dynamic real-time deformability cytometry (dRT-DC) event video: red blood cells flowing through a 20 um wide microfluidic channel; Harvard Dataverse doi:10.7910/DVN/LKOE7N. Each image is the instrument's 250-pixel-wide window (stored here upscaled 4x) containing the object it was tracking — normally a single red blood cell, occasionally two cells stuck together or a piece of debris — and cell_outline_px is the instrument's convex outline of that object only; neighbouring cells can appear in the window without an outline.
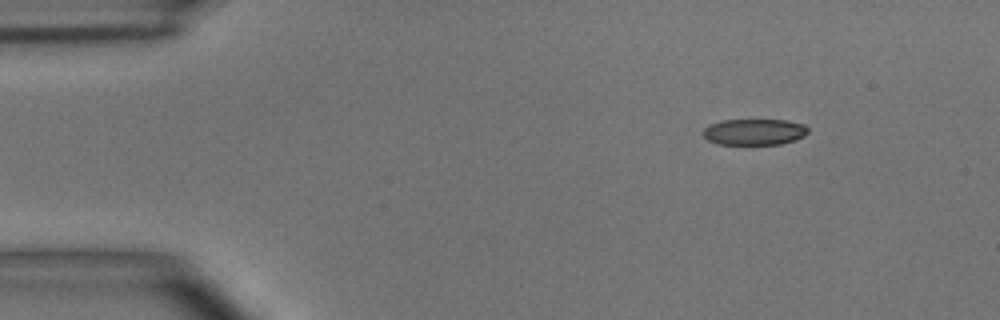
{"species": "common noctule bat (a hibernating species)", "species_latin": "Nyctalus noctula", "temperature_condition": "room temperature", "stored_images_in_passage": 4, "camera_frame_rate_fps": 3000, "um_per_image_px": 0.085, "animal": {"sex": "male", "body_mass_g": 15.6}, "frame": {"image": 1, "passage_image": 1, "time_ms": 0.0, "image_size_px": [1000, 320], "cell_outline_px": [[808, 132], [804, 136], [796, 140], [780, 144], [716, 144], [708, 140], [704, 136], [704, 128], [720, 120], [784, 120], [804, 124], [808, 128]], "centroid_in_image_um": [64.14, 11.21], "position_along_channel_um": 20.9, "area_um2": 15.95}}